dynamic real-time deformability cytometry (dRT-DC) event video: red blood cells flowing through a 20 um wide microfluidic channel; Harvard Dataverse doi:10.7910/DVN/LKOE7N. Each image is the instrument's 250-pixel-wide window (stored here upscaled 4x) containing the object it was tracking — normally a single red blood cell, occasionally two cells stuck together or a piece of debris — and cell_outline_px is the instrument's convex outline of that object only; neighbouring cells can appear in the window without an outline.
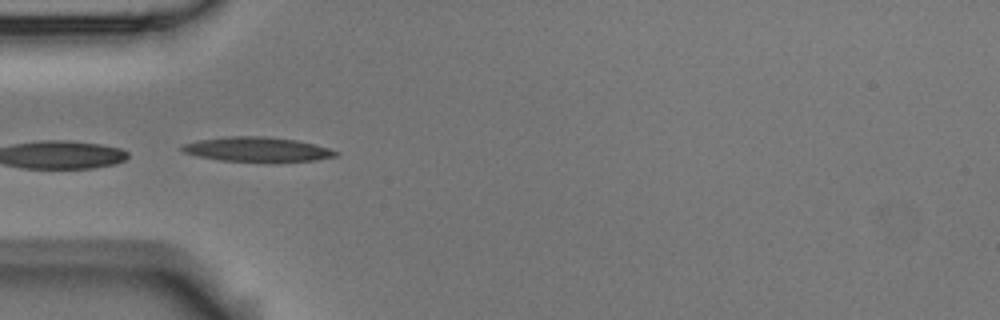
{"species": "Egyptian fruit bat (a non-hibernating species)", "species_latin": "Rousettus aegyptiacus", "temperature_condition": "room temperature", "stored_images_in_passage": 12, "camera_frame_rate_fps": 3000, "um_per_image_px": 0.085, "animal": {"sex": "male"}, "frame": {"image": 1, "passage_image": 3, "time_ms": 0.667, "image_size_px": [1000, 320], "cell_outline_px": [[340, 152], [336, 156], [316, 160], [220, 160], [196, 156], [184, 152], [180, 148], [180, 144], [196, 140], [228, 136], [264, 136], [296, 140], [328, 148]], "centroid_in_image_um": [21.77, 12.66], "position_along_channel_um": 63.2, "area_um2": 21.44}}
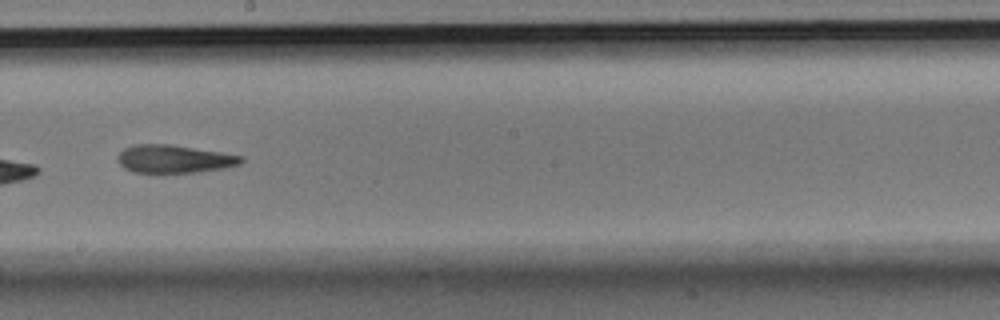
{"frame": {"image": 2, "passage_image": 7, "time_ms": 2.0, "image_size_px": [1000, 320], "cell_outline_px": [[244, 160], [240, 164], [224, 168], [196, 172], [156, 176], [132, 172], [124, 168], [116, 160], [116, 156], [124, 148], [132, 144], [168, 144], [220, 152], [244, 156]], "centroid_in_image_um": [14.72, 13.56], "position_along_channel_um": 233.5, "area_um2": 21.04}}
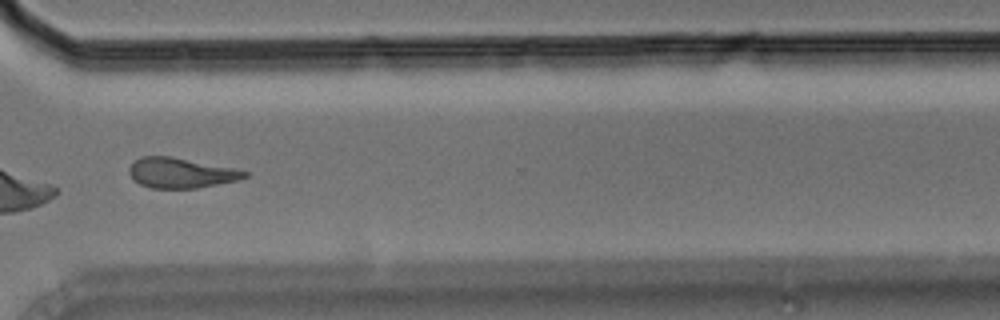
{"frame": {"image": 3, "passage_image": 10, "time_ms": 3.0, "image_size_px": [1000, 320], "cell_outline_px": [[248, 176], [240, 180], [196, 188], [148, 188], [132, 180], [128, 172], [128, 168], [140, 156], [168, 156], [236, 168], [248, 172]], "centroid_in_image_um": [15.36, 14.7], "position_along_channel_um": 355.2, "area_um2": 20.4}}